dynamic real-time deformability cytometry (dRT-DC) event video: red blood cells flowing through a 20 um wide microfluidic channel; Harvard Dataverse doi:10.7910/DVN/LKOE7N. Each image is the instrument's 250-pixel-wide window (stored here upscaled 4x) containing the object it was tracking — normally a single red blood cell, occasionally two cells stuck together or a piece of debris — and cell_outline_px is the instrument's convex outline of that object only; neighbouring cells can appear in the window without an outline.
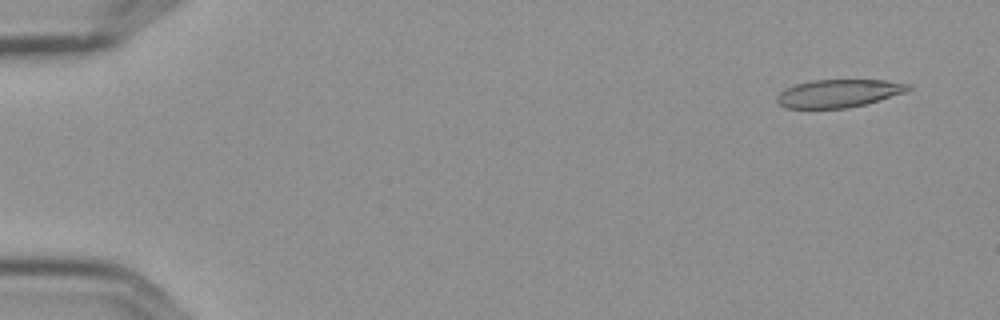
{"species": "Egyptian fruit bat (a non-hibernating species)", "species_latin": "Rousettus aegyptiacus", "temperature_condition": "cold", "stored_images_in_passage": 5, "camera_frame_rate_fps": 3000, "um_per_image_px": 0.085, "frame": {"image": 1, "passage_image": 1, "time_ms": 0.0, "image_size_px": [1000, 320], "cell_outline_px": [[912, 88], [904, 92], [880, 100], [848, 108], [784, 108], [776, 100], [776, 96], [784, 88], [796, 84], [812, 80], [884, 80], [912, 84]], "centroid_in_image_um": [71.27, 7.93], "position_along_channel_um": 13.7, "area_um2": 21.39}}
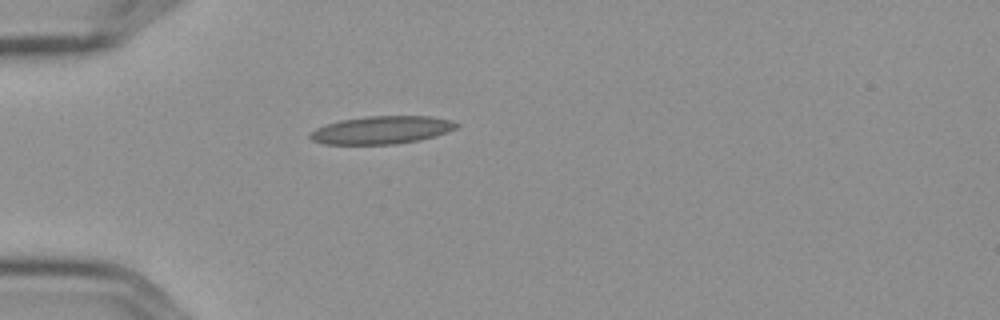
{"frame": {"image": 2, "passage_image": 4, "time_ms": 1.0, "image_size_px": [1000, 320], "cell_outline_px": [[460, 124], [456, 128], [448, 132], [436, 136], [420, 140], [396, 144], [324, 144], [312, 140], [308, 136], [316, 128], [324, 124], [340, 120], [368, 116], [432, 116], [452, 120]], "centroid_in_image_um": [32.47, 11.05], "position_along_channel_um": 52.5, "area_um2": 23.93}}